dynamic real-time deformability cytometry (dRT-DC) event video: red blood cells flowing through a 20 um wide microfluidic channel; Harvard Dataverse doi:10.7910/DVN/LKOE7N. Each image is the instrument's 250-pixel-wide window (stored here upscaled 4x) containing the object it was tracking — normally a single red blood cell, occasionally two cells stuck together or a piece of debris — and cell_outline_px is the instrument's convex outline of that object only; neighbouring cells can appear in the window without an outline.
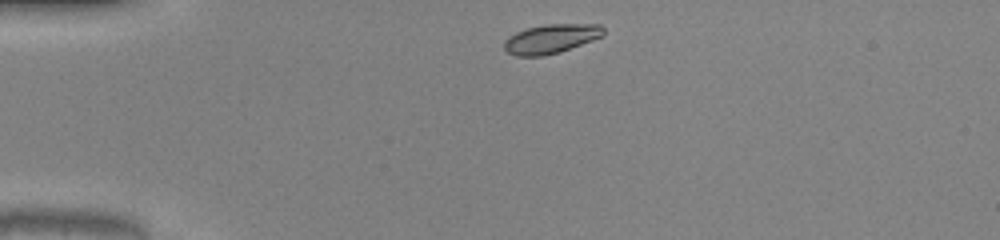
{"species": "common noctule bat (a hibernating species)", "species_latin": "Nyctalus noctula", "temperature_condition": "warm", "stored_images_in_passage": 33, "camera_frame_rate_fps": 3000, "um_per_image_px": 0.085, "animal": {"sex": "male", "body_mass_g": 20.0, "forearm_length_mm": 53.3}, "frame": {"image": 1, "passage_image": 1, "time_ms": 0.0, "image_size_px": [1000, 240], "cell_outline_px": [[604, 36], [560, 52], [544, 56], [516, 56], [508, 52], [504, 48], [504, 40], [508, 36], [516, 32], [528, 28], [544, 24], [600, 24], [604, 28]], "centroid_in_image_um": [46.84, 3.29], "position_along_channel_um": 38.2, "area_um2": 16.99}}
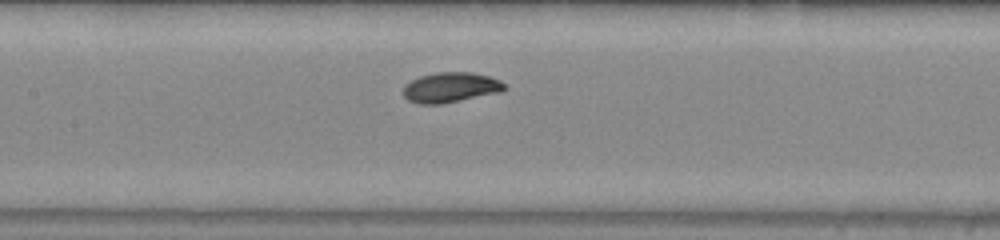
{"frame": {"image": 2, "passage_image": 14, "time_ms": 4.333, "image_size_px": [1000, 240], "cell_outline_px": [[508, 88], [500, 92], [440, 104], [420, 104], [408, 100], [404, 96], [404, 84], [420, 76], [436, 72], [472, 72], [488, 76], [500, 80]], "centroid_in_image_um": [38.3, 7.42], "position_along_channel_um": 169.1, "area_um2": 17.69}}
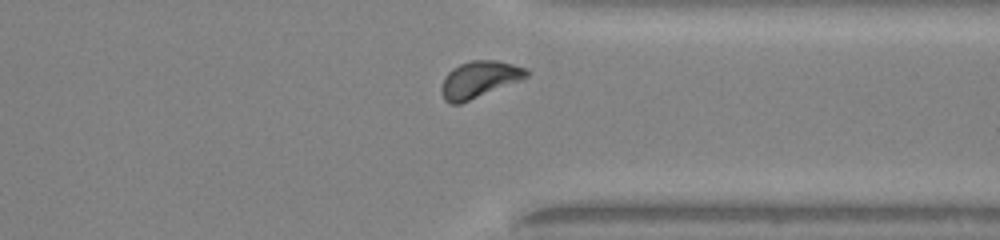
{"frame": {"image": 3, "passage_image": 29, "time_ms": 9.333, "image_size_px": [1000, 240], "cell_outline_px": [[528, 76], [520, 80], [460, 104], [448, 104], [444, 100], [440, 92], [440, 88], [444, 76], [452, 68], [460, 64], [472, 60], [496, 60], [528, 68]], "centroid_in_image_um": [40.69, 6.76], "position_along_channel_um": 370.7, "area_um2": 18.21}, "authors_computed_cell_mechanics": {"area_um2": 17.5134, "velocity_mm_per_s": 4.0352, "shape_relaxation_time_tau1_ms": 1.8852, "shape_relaxation_time_tau2_ms": null, "deformation_change_tau1": 0.0864, "deformation_change_tau2": null}}